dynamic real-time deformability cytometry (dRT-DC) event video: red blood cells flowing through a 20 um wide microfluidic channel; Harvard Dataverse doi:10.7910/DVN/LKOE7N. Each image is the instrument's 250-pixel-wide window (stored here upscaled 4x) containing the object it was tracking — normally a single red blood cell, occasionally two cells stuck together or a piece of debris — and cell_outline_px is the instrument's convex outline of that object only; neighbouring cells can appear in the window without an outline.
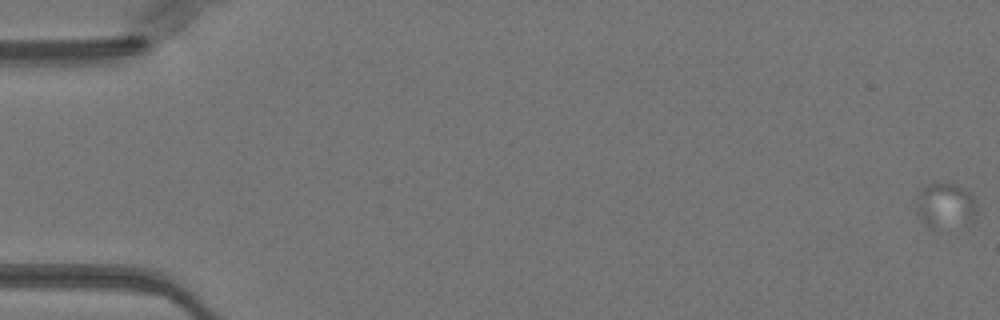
{"species": "Egyptian fruit bat (a non-hibernating species)", "species_latin": "Rousettus aegyptiacus", "temperature_condition": "warm", "stored_images_in_passage": 13, "camera_frame_rate_fps": 3000, "um_per_image_px": 0.085, "animal": {"sex": "female"}, "frame": {"image": 1, "passage_image": 1, "time_ms": 0.0, "image_size_px": [1000, 320], "cell_outline_px": [[976, 212], [972, 220], [968, 224], [932, 228], [928, 228], [916, 212], [916, 204], [920, 188], [928, 184], [952, 184], [972, 192], [976, 200]], "centroid_in_image_um": [80.36, 17.47], "position_along_channel_um": 4.6, "area_um2": 15.95}}